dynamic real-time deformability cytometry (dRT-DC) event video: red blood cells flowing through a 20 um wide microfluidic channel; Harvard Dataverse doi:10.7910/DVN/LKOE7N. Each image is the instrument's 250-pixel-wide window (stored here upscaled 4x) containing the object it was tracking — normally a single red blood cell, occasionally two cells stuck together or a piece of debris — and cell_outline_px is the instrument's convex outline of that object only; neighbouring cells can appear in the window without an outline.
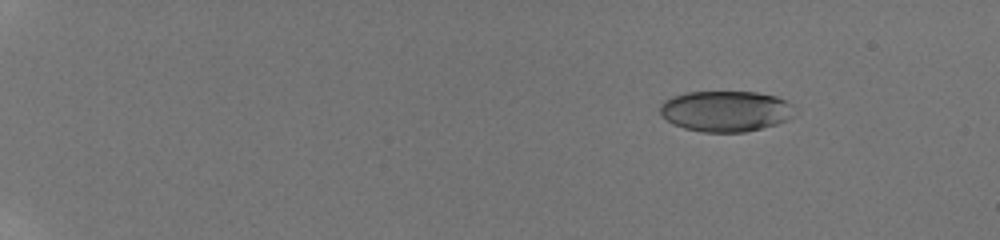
{"species": "human", "species_latin": "Homo sapiens", "temperature_condition": "room temperature", "stored_images_in_passage": 23, "camera_frame_rate_fps": 3000, "um_per_image_px": 0.085, "donor": {"sex": "male"}, "frame": {"image": 1, "passage_image": 6, "time_ms": 3.0, "image_size_px": [1000, 240], "cell_outline_px": [[800, 112], [788, 120], [776, 124], [744, 132], [700, 132], [684, 128], [672, 124], [660, 112], [660, 104], [664, 100], [672, 96], [688, 92], [756, 92], [776, 96], [792, 104]], "centroid_in_image_um": [61.73, 9.45], "position_along_channel_um": 23.3, "area_um2": 32.31}}
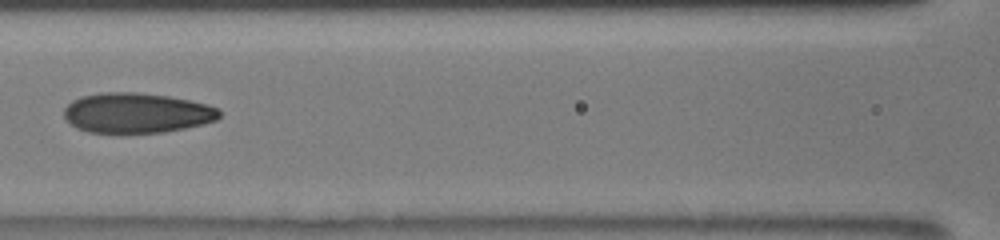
{"frame": {"image": 2, "passage_image": 20, "time_ms": 10.333, "image_size_px": [1000, 240], "cell_outline_px": [[220, 116], [216, 120], [204, 124], [164, 132], [88, 132], [76, 128], [64, 116], [64, 108], [72, 100], [80, 96], [100, 92], [136, 92], [168, 96], [208, 104], [220, 108]], "centroid_in_image_um": [11.62, 9.58], "position_along_channel_um": 155.0, "area_um2": 36.3}}
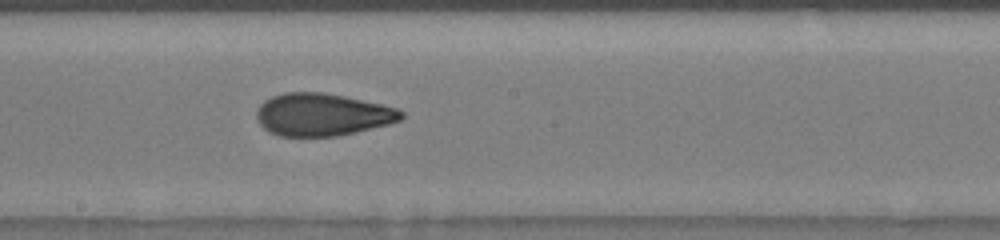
{"frame": {"image": 3, "passage_image": 23, "time_ms": 12.0, "image_size_px": [1000, 240], "cell_outline_px": [[404, 116], [400, 120], [388, 124], [340, 136], [280, 136], [268, 132], [256, 120], [256, 112], [260, 104], [264, 100], [272, 96], [284, 92], [320, 92], [344, 96], [380, 104], [396, 108], [404, 112]], "centroid_in_image_um": [27.36, 9.74], "position_along_channel_um": 220.8, "area_um2": 35.84}}